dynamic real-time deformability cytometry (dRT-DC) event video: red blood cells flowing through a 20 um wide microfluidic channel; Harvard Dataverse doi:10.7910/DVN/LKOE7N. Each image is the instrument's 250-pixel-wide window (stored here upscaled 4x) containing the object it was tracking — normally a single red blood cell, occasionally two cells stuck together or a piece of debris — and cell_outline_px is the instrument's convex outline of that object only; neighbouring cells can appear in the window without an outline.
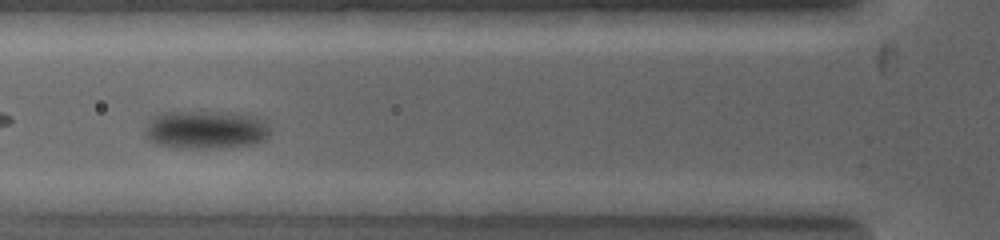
{"species": "common noctule bat (a hibernating species)", "species_latin": "Nyctalus noctula", "temperature_condition": "warm", "stored_images_in_passage": 24, "camera_frame_rate_fps": 5000, "um_per_image_px": 0.085, "animal": {"sex": "female", "body_mass_g": 19.0, "forearm_length_mm": 53.3}, "frame": {"image": 1, "passage_image": 4, "time_ms": 1.2, "image_size_px": [1000, 240], "cell_outline_px": [[272, 132], [264, 140], [248, 144], [212, 148], [192, 148], [156, 144], [148, 140], [144, 136], [144, 128], [148, 120], [152, 116], [164, 112], [212, 112], [256, 116], [268, 120], [272, 128]], "centroid_in_image_um": [17.49, 11.01], "position_along_channel_um": 108.3, "area_um2": 28.03}}
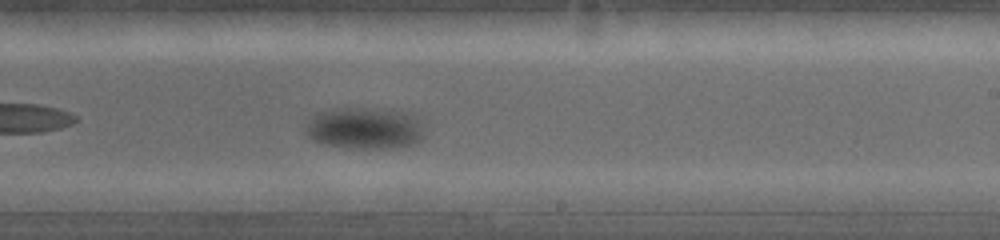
{"frame": {"image": 2, "passage_image": 11, "time_ms": 3.8, "image_size_px": [1000, 240], "cell_outline_px": [[428, 120], [424, 136], [420, 140], [412, 144], [388, 148], [352, 148], [328, 144], [316, 140], [308, 136], [304, 132], [308, 120], [312, 116], [320, 112], [388, 112], [416, 116]], "centroid_in_image_um": [31.12, 10.98], "position_along_channel_um": 257.9, "area_um2": 27.22}}
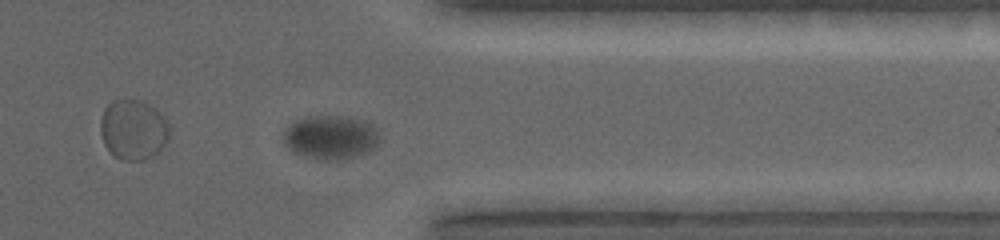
{"frame": {"image": 3, "passage_image": 17, "time_ms": 6.0, "image_size_px": [1000, 240], "cell_outline_px": [[384, 140], [368, 152], [336, 160], [328, 160], [308, 156], [292, 152], [284, 144], [284, 132], [296, 120], [304, 116], [344, 116], [364, 120], [372, 124], [376, 128]], "centroid_in_image_um": [28.17, 11.65], "position_along_channel_um": 383.2, "area_um2": 24.62}}